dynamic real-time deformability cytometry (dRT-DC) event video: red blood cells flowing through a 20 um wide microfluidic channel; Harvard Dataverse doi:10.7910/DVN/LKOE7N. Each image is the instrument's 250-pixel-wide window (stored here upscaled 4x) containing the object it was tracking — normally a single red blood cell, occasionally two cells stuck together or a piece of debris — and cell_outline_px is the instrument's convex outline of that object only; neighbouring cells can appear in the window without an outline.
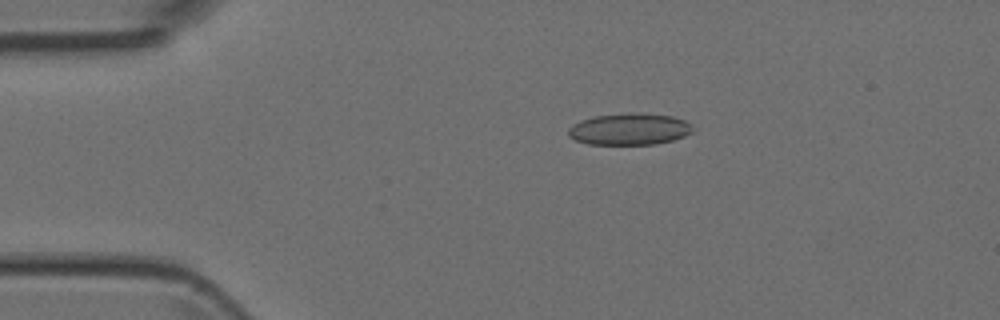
{"species": "Egyptian fruit bat (a non-hibernating species)", "species_latin": "Rousettus aegyptiacus", "temperature_condition": "room temperature", "stored_images_in_passage": 48, "camera_frame_rate_fps": 3000, "um_per_image_px": 0.085, "animal": {"sex": "female"}, "frame": {"image": 1, "passage_image": 9, "time_ms": 2.667, "image_size_px": [1000, 320], "cell_outline_px": [[692, 132], [684, 136], [672, 140], [656, 144], [588, 144], [576, 140], [568, 136], [568, 128], [572, 124], [580, 120], [592, 116], [632, 112], [672, 116], [684, 120], [692, 124]], "centroid_in_image_um": [53.47, 10.97], "position_along_channel_um": 31.5, "area_um2": 23.06}}
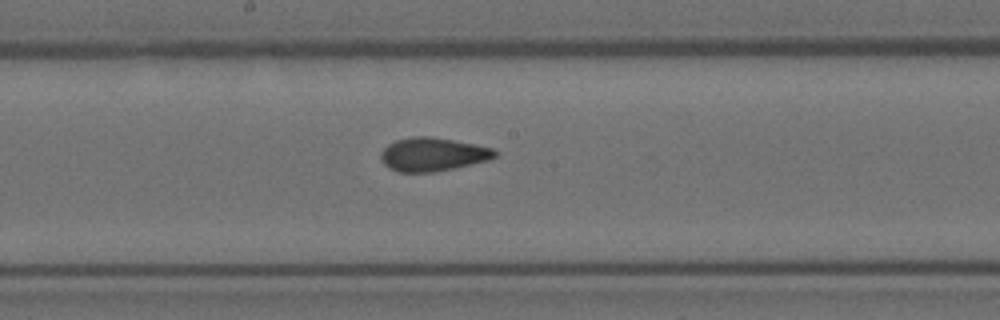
{"frame": {"image": 2, "passage_image": 25, "time_ms": 8.0, "image_size_px": [1000, 320], "cell_outline_px": [[496, 156], [488, 160], [452, 168], [432, 172], [400, 172], [388, 168], [380, 160], [380, 152], [388, 144], [396, 140], [412, 136], [428, 136], [452, 140], [492, 148], [496, 152]], "centroid_in_image_um": [36.71, 13.12], "position_along_channel_um": 211.5, "area_um2": 22.02}}
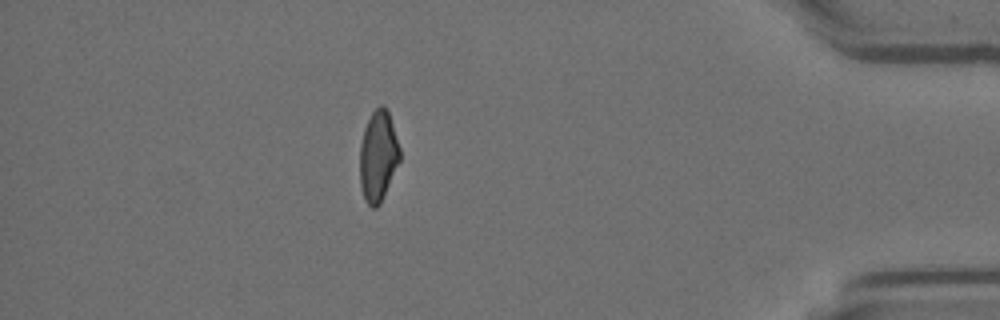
{"frame": {"image": 3, "passage_image": 42, "time_ms": 13.667, "image_size_px": [1000, 320], "cell_outline_px": [[400, 160], [380, 204], [376, 208], [372, 208], [364, 200], [360, 184], [360, 144], [364, 128], [372, 112], [380, 104], [384, 104], [388, 112], [400, 148]], "centroid_in_image_um": [32.13, 13.28], "position_along_channel_um": 403.1, "area_um2": 21.1}}